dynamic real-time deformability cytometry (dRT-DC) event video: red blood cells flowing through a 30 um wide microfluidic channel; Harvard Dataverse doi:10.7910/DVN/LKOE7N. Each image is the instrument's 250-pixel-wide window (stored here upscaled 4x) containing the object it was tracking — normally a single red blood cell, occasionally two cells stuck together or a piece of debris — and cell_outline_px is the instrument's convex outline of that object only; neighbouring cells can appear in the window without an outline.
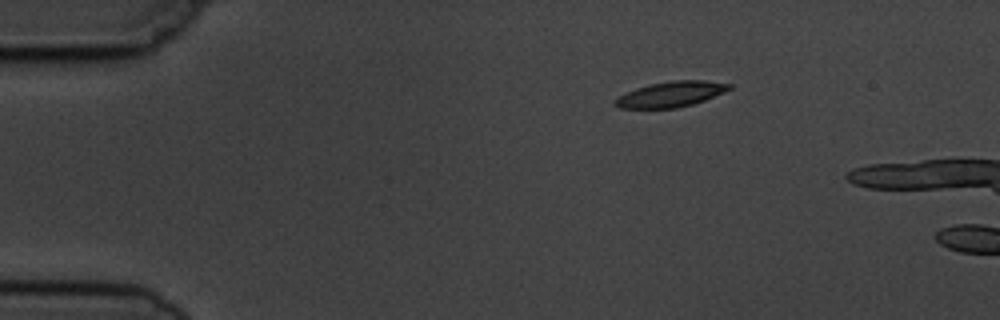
{"species": "common noctule bat (a hibernating species)", "species_latin": "Nyctalus noctula", "temperature_condition": "cold", "stored_images_in_passage": 2, "camera_frame_rate_fps": 3000, "um_per_image_px": 0.085, "animal": {"sex": "male", "body_mass_g": 19.5, "forearm_length_mm": 54.6}, "frame": {"image": 1, "passage_image": 1, "time_ms": 0.0, "image_size_px": [1000, 320], "cell_outline_px": [[732, 88], [724, 92], [704, 100], [692, 104], [676, 108], [620, 108], [612, 104], [620, 96], [636, 88], [652, 84], [672, 80], [704, 80], [732, 84]], "centroid_in_image_um": [57.05, 8.0], "position_along_channel_um": 27.9, "area_um2": 16.7}}